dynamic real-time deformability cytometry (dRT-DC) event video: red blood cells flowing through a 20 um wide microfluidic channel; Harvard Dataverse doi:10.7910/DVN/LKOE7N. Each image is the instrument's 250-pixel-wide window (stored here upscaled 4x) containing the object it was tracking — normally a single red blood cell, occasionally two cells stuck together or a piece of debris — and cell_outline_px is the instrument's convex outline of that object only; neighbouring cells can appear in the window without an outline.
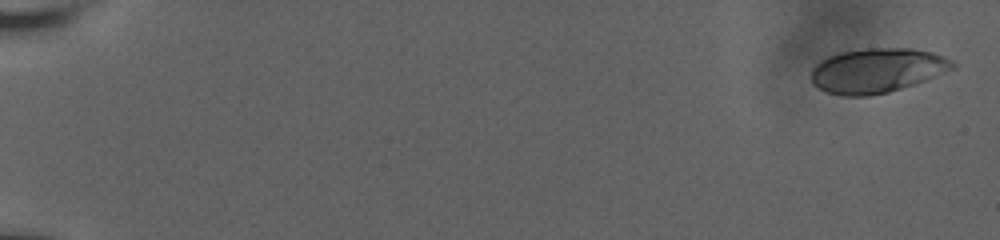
{"species": "human", "species_latin": "Homo sapiens", "temperature_condition": "room temperature", "stored_images_in_passage": 14, "camera_frame_rate_fps": 3000, "um_per_image_px": 0.085, "donor": {"sex": "male"}, "frame": {"image": 1, "passage_image": 1, "time_ms": 0.0, "image_size_px": [1000, 240], "cell_outline_px": [[956, 68], [916, 84], [888, 92], [868, 96], [844, 96], [824, 92], [812, 84], [812, 68], [820, 60], [828, 56], [840, 52], [864, 48], [912, 48], [932, 52], [944, 56], [952, 60], [956, 64]], "centroid_in_image_um": [74.56, 5.99], "position_along_channel_um": 10.4, "area_um2": 37.11}}
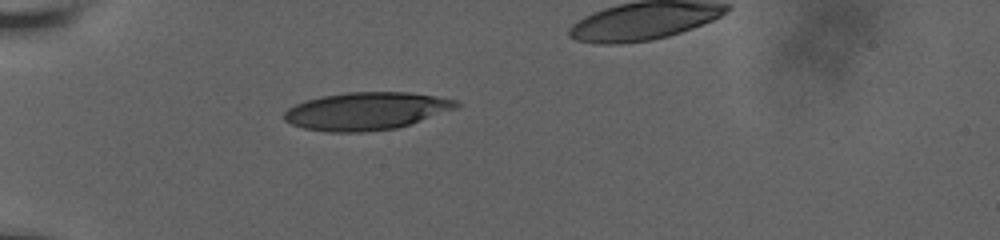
{"frame": {"image": 2, "passage_image": 10, "time_ms": 6.0, "image_size_px": [1000, 240], "cell_outline_px": [[460, 104], [456, 108], [396, 128], [364, 132], [328, 132], [304, 128], [292, 124], [284, 120], [284, 112], [288, 108], [296, 104], [320, 96], [348, 92], [408, 92], [436, 96], [456, 100]], "centroid_in_image_um": [31.1, 9.44], "position_along_channel_um": 53.9, "area_um2": 37.45}}
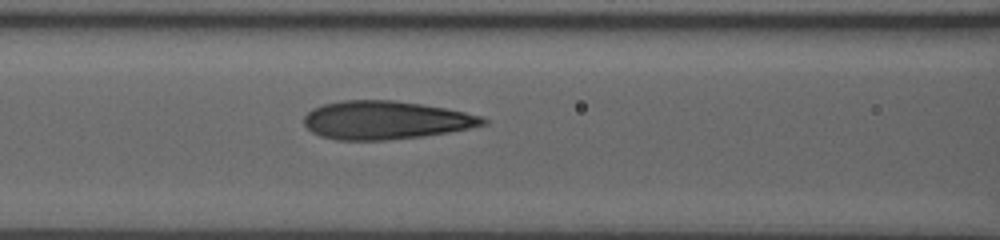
{"frame": {"image": 3, "passage_image": 14, "time_ms": 8.667, "image_size_px": [1000, 240], "cell_outline_px": [[488, 124], [448, 132], [424, 136], [384, 140], [336, 140], [320, 136], [312, 132], [304, 124], [304, 116], [312, 108], [324, 104], [344, 100], [392, 100], [420, 104], [444, 108], [464, 112], [480, 116], [488, 120]], "centroid_in_image_um": [32.75, 10.21], "position_along_channel_um": 133.9, "area_um2": 39.77}}